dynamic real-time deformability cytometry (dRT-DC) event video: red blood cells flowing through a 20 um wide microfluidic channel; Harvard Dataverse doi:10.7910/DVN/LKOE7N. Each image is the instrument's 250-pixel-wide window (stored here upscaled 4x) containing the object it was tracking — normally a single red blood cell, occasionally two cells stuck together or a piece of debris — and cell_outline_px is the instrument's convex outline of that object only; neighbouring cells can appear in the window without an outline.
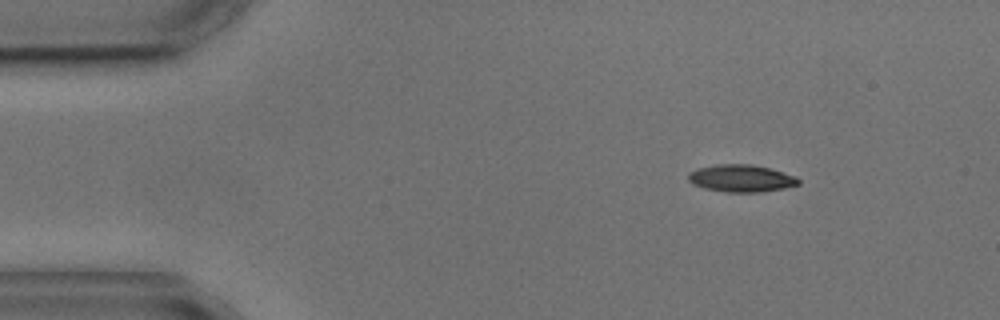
{"species": "common noctule bat (a hibernating species)", "species_latin": "Nyctalus noctula", "temperature_condition": "cold", "stored_images_in_passage": 5, "camera_frame_rate_fps": 3000, "um_per_image_px": 0.085, "animal": {"sex": "male", "body_mass_g": 17.9, "forearm_length_mm": 54.2}, "frame": {"image": 1, "passage_image": 5, "time_ms": 5.667, "image_size_px": [1000, 320], "cell_outline_px": [[800, 184], [784, 188], [760, 192], [728, 192], [704, 188], [692, 184], [688, 180], [688, 172], [696, 168], [716, 164], [752, 164], [784, 172], [796, 176], [800, 180]], "centroid_in_image_um": [62.98, 15.15], "position_along_channel_um": 22.0, "area_um2": 17.63}}